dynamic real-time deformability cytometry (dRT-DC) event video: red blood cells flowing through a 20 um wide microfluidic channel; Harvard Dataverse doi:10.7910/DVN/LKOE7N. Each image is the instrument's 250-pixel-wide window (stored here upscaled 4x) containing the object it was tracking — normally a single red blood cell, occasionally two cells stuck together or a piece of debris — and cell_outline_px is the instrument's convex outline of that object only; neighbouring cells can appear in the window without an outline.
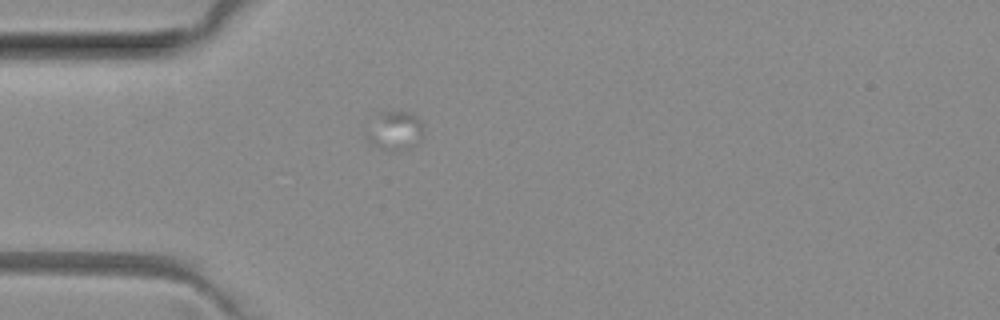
{"species": "common noctule bat (a hibernating species)", "species_latin": "Nyctalus noctula", "temperature_condition": "room temperature", "stored_images_in_passage": 9, "camera_frame_rate_fps": 3000, "um_per_image_px": 0.085, "animal": {"sex": "female", "body_mass_g": 29.2, "forearm_length_mm": 56.3}, "frame": {"image": 1, "passage_image": 1, "time_ms": 0.0, "image_size_px": [1000, 320], "cell_outline_px": [[420, 140], [412, 148], [400, 152], [392, 152], [368, 140], [364, 136], [380, 112], [408, 112], [416, 116], [420, 120]], "centroid_in_image_um": [33.58, 11.15], "position_along_channel_um": 51.4, "area_um2": 12.43}}